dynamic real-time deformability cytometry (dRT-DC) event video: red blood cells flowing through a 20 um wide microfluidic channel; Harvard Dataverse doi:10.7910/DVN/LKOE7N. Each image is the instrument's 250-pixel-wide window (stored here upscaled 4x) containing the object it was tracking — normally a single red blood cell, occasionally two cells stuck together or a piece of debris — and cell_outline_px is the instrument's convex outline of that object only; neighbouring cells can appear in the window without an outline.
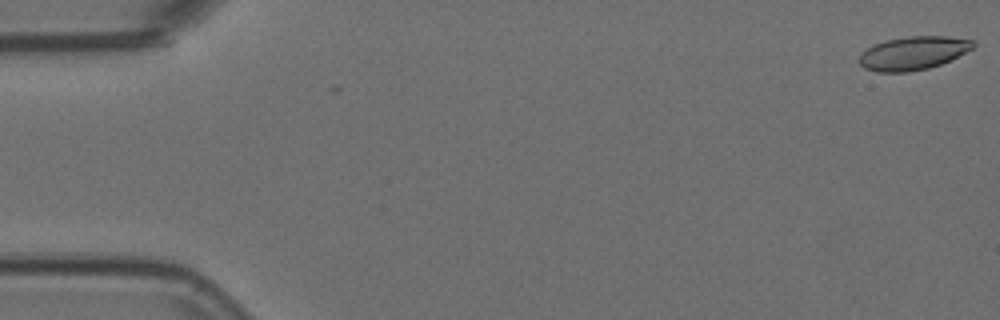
{"species": "Egyptian fruit bat (a non-hibernating species)", "species_latin": "Rousettus aegyptiacus", "temperature_condition": "room temperature", "stored_images_in_passage": 55, "camera_frame_rate_fps": 3000, "um_per_image_px": 0.085, "animal": {"sex": "female"}, "frame": {"image": 1, "passage_image": 1, "time_ms": 0.0, "image_size_px": [1000, 320], "cell_outline_px": [[976, 44], [972, 48], [940, 64], [928, 68], [908, 72], [876, 72], [864, 68], [860, 64], [860, 52], [872, 44], [884, 40], [908, 36], [948, 36], [972, 40]], "centroid_in_image_um": [77.55, 4.5], "position_along_channel_um": 7.4, "area_um2": 22.14}}
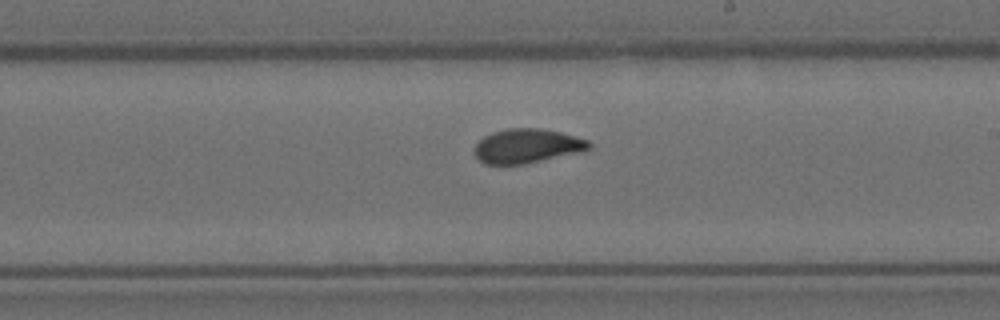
{"frame": {"image": 2, "passage_image": 32, "time_ms": 10.333, "image_size_px": [1000, 320], "cell_outline_px": [[592, 148], [580, 152], [524, 164], [484, 164], [472, 152], [476, 144], [484, 136], [492, 132], [508, 128], [540, 128], [560, 132], [588, 140], [592, 144]], "centroid_in_image_um": [44.79, 12.4], "position_along_channel_um": 244.2, "area_um2": 22.89}}
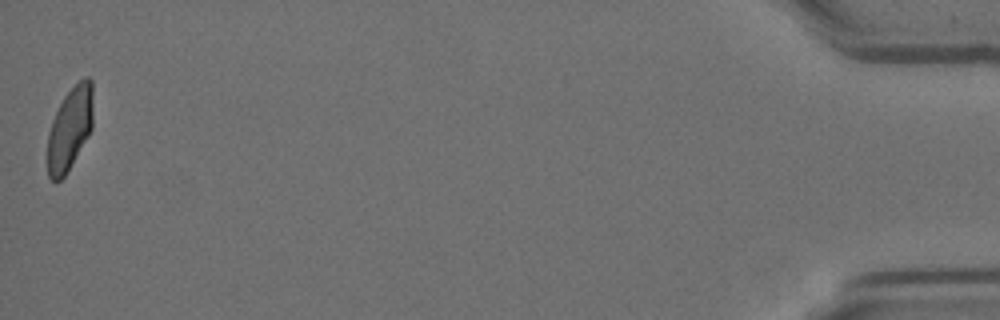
{"frame": {"image": 3, "passage_image": 55, "time_ms": 18.0, "image_size_px": [1000, 320], "cell_outline_px": [[92, 128], [88, 136], [64, 176], [60, 180], [52, 180], [48, 176], [48, 132], [52, 120], [64, 96], [84, 76], [88, 76], [92, 80]], "centroid_in_image_um": [5.94, 10.9], "position_along_channel_um": 429.3, "area_um2": 21.68}, "authors_computed_cell_mechanics": {"area_um2": 22.8888, "velocity_mm_per_s": 3.6921, "shape_relaxation_time_tau1_ms": 10.5662, "shape_relaxation_time_tau2_ms": 0.9637, "deformation_change_tau1": 0.2154, "deformation_change_tau2": 0.0463}}